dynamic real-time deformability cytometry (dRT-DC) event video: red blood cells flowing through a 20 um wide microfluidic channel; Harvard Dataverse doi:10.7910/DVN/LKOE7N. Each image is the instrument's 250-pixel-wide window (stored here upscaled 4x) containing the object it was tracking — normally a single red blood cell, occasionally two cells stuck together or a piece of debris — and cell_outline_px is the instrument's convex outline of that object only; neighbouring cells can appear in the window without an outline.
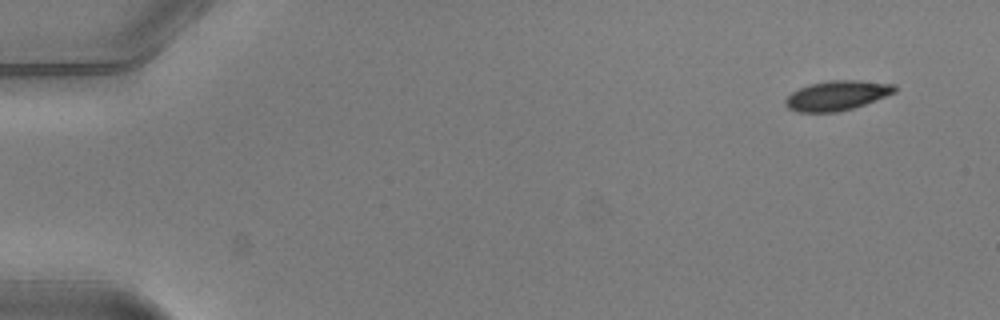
{"species": "common noctule bat (a hibernating species)", "species_latin": "Nyctalus noctula", "temperature_condition": "warm", "stored_images_in_passage": 9, "camera_frame_rate_fps": 3000, "um_per_image_px": 0.085, "animal": {"sex": "male", "body_mass_g": 20.5, "forearm_length_mm": 52.5}, "frame": {"image": 1, "passage_image": 1, "time_ms": 0.0, "image_size_px": [1000, 320], "cell_outline_px": [[896, 92], [864, 104], [852, 108], [836, 112], [800, 112], [788, 108], [784, 104], [784, 100], [792, 92], [800, 88], [812, 84], [828, 80], [860, 80], [896, 84]], "centroid_in_image_um": [71.15, 8.11], "position_along_channel_um": 13.9, "area_um2": 18.79}}